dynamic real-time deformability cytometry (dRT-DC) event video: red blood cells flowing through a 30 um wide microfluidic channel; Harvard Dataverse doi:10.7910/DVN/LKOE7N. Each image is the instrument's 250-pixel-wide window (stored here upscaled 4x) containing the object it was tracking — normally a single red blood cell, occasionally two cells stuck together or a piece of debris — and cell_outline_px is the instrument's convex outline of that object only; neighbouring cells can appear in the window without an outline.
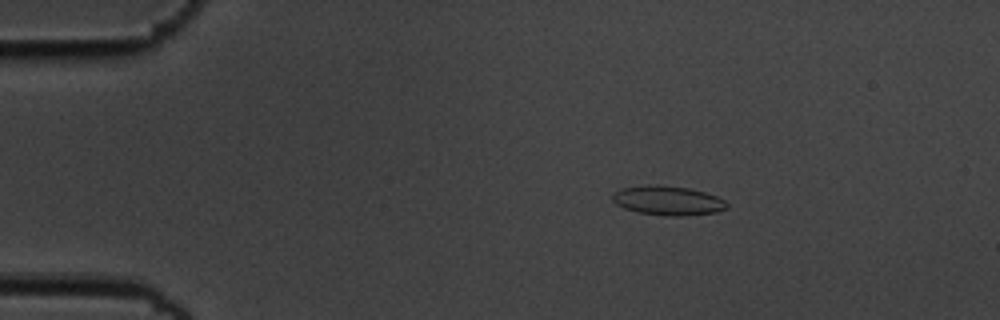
{"species": "common noctule bat (a hibernating species)", "species_latin": "Nyctalus noctula", "temperature_condition": "cold", "stored_images_in_passage": 3, "camera_frame_rate_fps": 3000, "um_per_image_px": 0.085, "animal": {"sex": "male", "body_mass_g": 19.5, "forearm_length_mm": 54.6}, "frame": {"image": 1, "passage_image": 2, "time_ms": 0.333, "image_size_px": [1000, 320], "cell_outline_px": [[728, 208], [716, 212], [688, 216], [664, 216], [636, 212], [624, 208], [616, 204], [612, 200], [612, 196], [620, 188], [648, 184], [660, 184], [688, 188], [704, 192], [716, 196], [724, 200], [728, 204]], "centroid_in_image_um": [56.76, 17.05], "position_along_channel_um": 28.2, "area_um2": 19.83}}